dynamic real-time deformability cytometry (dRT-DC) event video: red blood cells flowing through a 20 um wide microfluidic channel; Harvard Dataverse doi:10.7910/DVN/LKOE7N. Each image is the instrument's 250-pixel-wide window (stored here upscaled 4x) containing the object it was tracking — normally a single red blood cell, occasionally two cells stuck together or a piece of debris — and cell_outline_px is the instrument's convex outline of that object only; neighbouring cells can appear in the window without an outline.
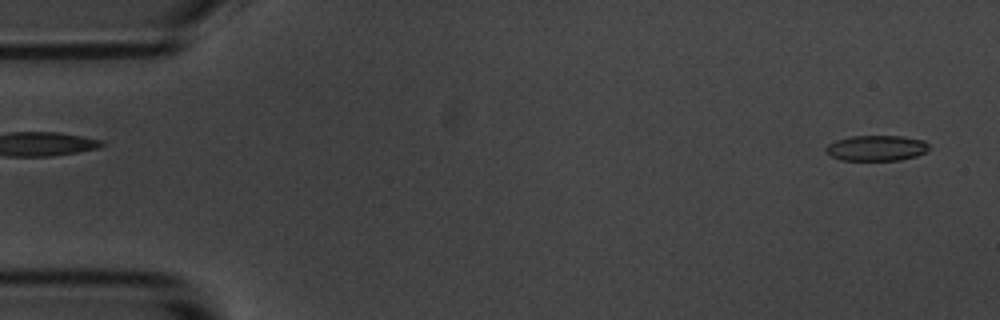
{"species": "common noctule bat (a hibernating species)", "species_latin": "Nyctalus noctula", "temperature_condition": "room temperature", "stored_images_in_passage": 10, "camera_frame_rate_fps": 3000, "um_per_image_px": 0.085, "animal": {"sex": "male", "body_mass_g": 20.1, "forearm_length_mm": 53.5}, "frame": {"image": 1, "passage_image": 2, "time_ms": 0.333, "image_size_px": [1000, 320], "cell_outline_px": [[928, 148], [924, 152], [916, 156], [900, 160], [840, 160], [824, 152], [824, 148], [828, 144], [836, 140], [852, 136], [900, 136], [924, 140], [928, 144]], "centroid_in_image_um": [74.45, 12.59], "position_along_channel_um": 10.5, "area_um2": 15.32}}